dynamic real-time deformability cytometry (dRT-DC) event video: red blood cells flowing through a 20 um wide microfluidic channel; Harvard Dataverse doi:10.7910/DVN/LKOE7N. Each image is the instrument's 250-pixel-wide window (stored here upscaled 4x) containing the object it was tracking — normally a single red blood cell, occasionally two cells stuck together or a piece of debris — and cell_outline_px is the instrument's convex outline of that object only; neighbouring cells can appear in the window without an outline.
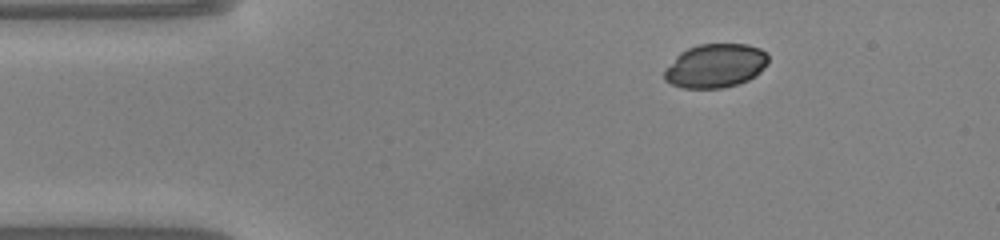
{"species": "common noctule bat (a hibernating species)", "species_latin": "Nyctalus noctula", "temperature_condition": "warm", "stored_images_in_passage": 43, "camera_frame_rate_fps": 3000, "um_per_image_px": 0.085, "animal": {"sex": "male", "body_mass_g": 20.0, "forearm_length_mm": 53.3}, "frame": {"image": 1, "passage_image": 1, "time_ms": 0.0, "image_size_px": [1000, 240], "cell_outline_px": [[768, 64], [756, 76], [748, 80], [736, 84], [720, 88], [684, 88], [672, 84], [664, 80], [664, 68], [680, 52], [688, 48], [700, 44], [748, 44], [760, 48], [768, 52]], "centroid_in_image_um": [60.82, 5.58], "position_along_channel_um": 24.2, "area_um2": 26.76}}
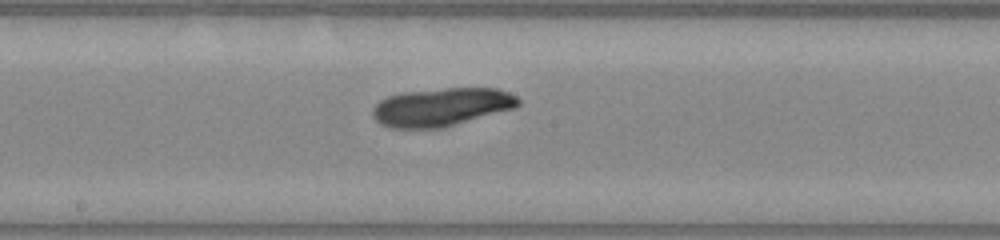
{"frame": {"image": 2, "passage_image": 19, "time_ms": 6.0, "image_size_px": [1000, 240], "cell_outline_px": [[520, 104], [516, 108], [444, 128], [388, 128], [380, 124], [372, 116], [372, 112], [376, 104], [380, 100], [388, 96], [400, 92], [444, 88], [500, 88], [516, 96], [520, 100]], "centroid_in_image_um": [37.54, 9.1], "position_along_channel_um": 210.7, "area_um2": 32.89}}
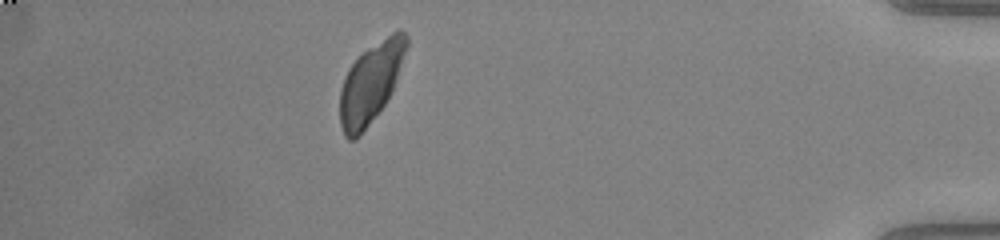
{"frame": {"image": 3, "passage_image": 37, "time_ms": 12.0, "image_size_px": [1000, 240], "cell_outline_px": [[408, 44], [396, 80], [384, 104], [360, 136], [356, 140], [348, 140], [344, 136], [340, 124], [340, 88], [344, 76], [348, 68], [368, 48], [392, 32], [400, 28], [408, 36]], "centroid_in_image_um": [31.48, 7.06], "position_along_channel_um": 403.7, "area_um2": 30.63}}